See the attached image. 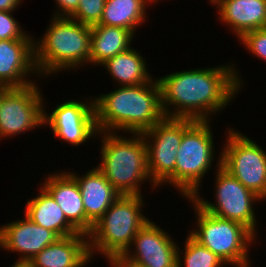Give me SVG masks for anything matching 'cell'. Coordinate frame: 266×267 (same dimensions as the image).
Masks as SVG:
<instances>
[{
  "label": "cell",
  "instance_id": "cell-1",
  "mask_svg": "<svg viewBox=\"0 0 266 267\" xmlns=\"http://www.w3.org/2000/svg\"><path fill=\"white\" fill-rule=\"evenodd\" d=\"M157 79L165 116L196 121H212L211 115L229 106L245 84L236 65L227 63L175 71Z\"/></svg>",
  "mask_w": 266,
  "mask_h": 267
},
{
  "label": "cell",
  "instance_id": "cell-2",
  "mask_svg": "<svg viewBox=\"0 0 266 267\" xmlns=\"http://www.w3.org/2000/svg\"><path fill=\"white\" fill-rule=\"evenodd\" d=\"M117 87L94 97L98 132L143 133L166 117L155 77L148 83Z\"/></svg>",
  "mask_w": 266,
  "mask_h": 267
},
{
  "label": "cell",
  "instance_id": "cell-3",
  "mask_svg": "<svg viewBox=\"0 0 266 267\" xmlns=\"http://www.w3.org/2000/svg\"><path fill=\"white\" fill-rule=\"evenodd\" d=\"M50 21L43 36L34 40V64L41 79L80 69L90 59L91 26L69 17H52Z\"/></svg>",
  "mask_w": 266,
  "mask_h": 267
},
{
  "label": "cell",
  "instance_id": "cell-4",
  "mask_svg": "<svg viewBox=\"0 0 266 267\" xmlns=\"http://www.w3.org/2000/svg\"><path fill=\"white\" fill-rule=\"evenodd\" d=\"M97 137L101 138L102 146L96 168L120 195H142L141 185L147 180L153 190L158 189L149 175L142 133H131V138H127L118 132H98Z\"/></svg>",
  "mask_w": 266,
  "mask_h": 267
},
{
  "label": "cell",
  "instance_id": "cell-5",
  "mask_svg": "<svg viewBox=\"0 0 266 267\" xmlns=\"http://www.w3.org/2000/svg\"><path fill=\"white\" fill-rule=\"evenodd\" d=\"M143 196L121 195L94 224L88 235L91 259L100 254L108 260L123 255L131 246L137 232L149 220L142 212L146 205Z\"/></svg>",
  "mask_w": 266,
  "mask_h": 267
},
{
  "label": "cell",
  "instance_id": "cell-6",
  "mask_svg": "<svg viewBox=\"0 0 266 267\" xmlns=\"http://www.w3.org/2000/svg\"><path fill=\"white\" fill-rule=\"evenodd\" d=\"M189 200V201H188ZM196 215V228L189 230V234L201 245L215 253L227 267H250L249 249L256 243V236L243 224L217 217L203 210L192 198ZM252 243V244H251Z\"/></svg>",
  "mask_w": 266,
  "mask_h": 267
},
{
  "label": "cell",
  "instance_id": "cell-7",
  "mask_svg": "<svg viewBox=\"0 0 266 267\" xmlns=\"http://www.w3.org/2000/svg\"><path fill=\"white\" fill-rule=\"evenodd\" d=\"M210 122L183 118V137L176 156V190L185 200L200 193L202 179L215 163Z\"/></svg>",
  "mask_w": 266,
  "mask_h": 267
},
{
  "label": "cell",
  "instance_id": "cell-8",
  "mask_svg": "<svg viewBox=\"0 0 266 267\" xmlns=\"http://www.w3.org/2000/svg\"><path fill=\"white\" fill-rule=\"evenodd\" d=\"M216 160L215 203L207 201L200 193L192 199L206 212L217 217L237 221L246 226L257 237L258 221L255 203L263 200L243 186L235 177L221 166V151ZM255 202V203H254Z\"/></svg>",
  "mask_w": 266,
  "mask_h": 267
},
{
  "label": "cell",
  "instance_id": "cell-9",
  "mask_svg": "<svg viewBox=\"0 0 266 267\" xmlns=\"http://www.w3.org/2000/svg\"><path fill=\"white\" fill-rule=\"evenodd\" d=\"M230 128V129H229ZM221 146V166L266 201V152L253 139L229 127Z\"/></svg>",
  "mask_w": 266,
  "mask_h": 267
},
{
  "label": "cell",
  "instance_id": "cell-10",
  "mask_svg": "<svg viewBox=\"0 0 266 267\" xmlns=\"http://www.w3.org/2000/svg\"><path fill=\"white\" fill-rule=\"evenodd\" d=\"M147 148V165L152 181L176 189V159L183 137V118L165 117L142 133Z\"/></svg>",
  "mask_w": 266,
  "mask_h": 267
},
{
  "label": "cell",
  "instance_id": "cell-11",
  "mask_svg": "<svg viewBox=\"0 0 266 267\" xmlns=\"http://www.w3.org/2000/svg\"><path fill=\"white\" fill-rule=\"evenodd\" d=\"M39 90L35 82L11 87L4 94L0 103V141L43 127L45 100Z\"/></svg>",
  "mask_w": 266,
  "mask_h": 267
},
{
  "label": "cell",
  "instance_id": "cell-12",
  "mask_svg": "<svg viewBox=\"0 0 266 267\" xmlns=\"http://www.w3.org/2000/svg\"><path fill=\"white\" fill-rule=\"evenodd\" d=\"M56 106L48 113L44 105L43 126H50L53 137L76 147L97 138L94 98L68 100Z\"/></svg>",
  "mask_w": 266,
  "mask_h": 267
},
{
  "label": "cell",
  "instance_id": "cell-13",
  "mask_svg": "<svg viewBox=\"0 0 266 267\" xmlns=\"http://www.w3.org/2000/svg\"><path fill=\"white\" fill-rule=\"evenodd\" d=\"M174 241L172 235L149 219L123 256L144 267H177L178 244Z\"/></svg>",
  "mask_w": 266,
  "mask_h": 267
},
{
  "label": "cell",
  "instance_id": "cell-14",
  "mask_svg": "<svg viewBox=\"0 0 266 267\" xmlns=\"http://www.w3.org/2000/svg\"><path fill=\"white\" fill-rule=\"evenodd\" d=\"M58 238L53 231L39 226L25 215L24 219L0 226V247L2 251L19 253L17 261H30Z\"/></svg>",
  "mask_w": 266,
  "mask_h": 267
},
{
  "label": "cell",
  "instance_id": "cell-15",
  "mask_svg": "<svg viewBox=\"0 0 266 267\" xmlns=\"http://www.w3.org/2000/svg\"><path fill=\"white\" fill-rule=\"evenodd\" d=\"M34 40H0V84L25 87L36 82L29 78L39 77L34 64Z\"/></svg>",
  "mask_w": 266,
  "mask_h": 267
},
{
  "label": "cell",
  "instance_id": "cell-16",
  "mask_svg": "<svg viewBox=\"0 0 266 267\" xmlns=\"http://www.w3.org/2000/svg\"><path fill=\"white\" fill-rule=\"evenodd\" d=\"M66 171L79 185L86 213V235L88 236L94 224L121 195L96 167L82 176L76 171Z\"/></svg>",
  "mask_w": 266,
  "mask_h": 267
},
{
  "label": "cell",
  "instance_id": "cell-17",
  "mask_svg": "<svg viewBox=\"0 0 266 267\" xmlns=\"http://www.w3.org/2000/svg\"><path fill=\"white\" fill-rule=\"evenodd\" d=\"M40 184L59 204L67 221L79 232L86 235V213L82 194L76 180L66 171L45 175ZM46 180V181H45Z\"/></svg>",
  "mask_w": 266,
  "mask_h": 267
},
{
  "label": "cell",
  "instance_id": "cell-18",
  "mask_svg": "<svg viewBox=\"0 0 266 267\" xmlns=\"http://www.w3.org/2000/svg\"><path fill=\"white\" fill-rule=\"evenodd\" d=\"M91 260L88 236L79 233L58 238L29 262L32 267H85Z\"/></svg>",
  "mask_w": 266,
  "mask_h": 267
},
{
  "label": "cell",
  "instance_id": "cell-19",
  "mask_svg": "<svg viewBox=\"0 0 266 267\" xmlns=\"http://www.w3.org/2000/svg\"><path fill=\"white\" fill-rule=\"evenodd\" d=\"M218 19L239 39L251 30L266 28V0H217Z\"/></svg>",
  "mask_w": 266,
  "mask_h": 267
},
{
  "label": "cell",
  "instance_id": "cell-20",
  "mask_svg": "<svg viewBox=\"0 0 266 267\" xmlns=\"http://www.w3.org/2000/svg\"><path fill=\"white\" fill-rule=\"evenodd\" d=\"M38 189L39 194L27 200L24 215L39 226L53 231L59 238L79 234L53 197L42 186Z\"/></svg>",
  "mask_w": 266,
  "mask_h": 267
},
{
  "label": "cell",
  "instance_id": "cell-21",
  "mask_svg": "<svg viewBox=\"0 0 266 267\" xmlns=\"http://www.w3.org/2000/svg\"><path fill=\"white\" fill-rule=\"evenodd\" d=\"M136 35L122 27L96 24L91 26L89 64L100 66L111 57L126 51Z\"/></svg>",
  "mask_w": 266,
  "mask_h": 267
},
{
  "label": "cell",
  "instance_id": "cell-22",
  "mask_svg": "<svg viewBox=\"0 0 266 267\" xmlns=\"http://www.w3.org/2000/svg\"><path fill=\"white\" fill-rule=\"evenodd\" d=\"M137 50L130 47L101 65L107 69L117 86L138 85L154 79L147 70L146 59Z\"/></svg>",
  "mask_w": 266,
  "mask_h": 267
},
{
  "label": "cell",
  "instance_id": "cell-23",
  "mask_svg": "<svg viewBox=\"0 0 266 267\" xmlns=\"http://www.w3.org/2000/svg\"><path fill=\"white\" fill-rule=\"evenodd\" d=\"M158 0H106L99 24L122 27L134 34L145 23L147 6Z\"/></svg>",
  "mask_w": 266,
  "mask_h": 267
},
{
  "label": "cell",
  "instance_id": "cell-24",
  "mask_svg": "<svg viewBox=\"0 0 266 267\" xmlns=\"http://www.w3.org/2000/svg\"><path fill=\"white\" fill-rule=\"evenodd\" d=\"M183 252L178 245L177 267H223L227 264L215 253L196 241L190 234L186 237ZM183 253V256L181 255Z\"/></svg>",
  "mask_w": 266,
  "mask_h": 267
},
{
  "label": "cell",
  "instance_id": "cell-25",
  "mask_svg": "<svg viewBox=\"0 0 266 267\" xmlns=\"http://www.w3.org/2000/svg\"><path fill=\"white\" fill-rule=\"evenodd\" d=\"M106 0H80L77 10L69 17L82 24H99Z\"/></svg>",
  "mask_w": 266,
  "mask_h": 267
},
{
  "label": "cell",
  "instance_id": "cell-26",
  "mask_svg": "<svg viewBox=\"0 0 266 267\" xmlns=\"http://www.w3.org/2000/svg\"><path fill=\"white\" fill-rule=\"evenodd\" d=\"M26 32L13 17V11H0V40L33 39Z\"/></svg>",
  "mask_w": 266,
  "mask_h": 267
},
{
  "label": "cell",
  "instance_id": "cell-27",
  "mask_svg": "<svg viewBox=\"0 0 266 267\" xmlns=\"http://www.w3.org/2000/svg\"><path fill=\"white\" fill-rule=\"evenodd\" d=\"M238 40L252 56L266 61V28L248 31Z\"/></svg>",
  "mask_w": 266,
  "mask_h": 267
},
{
  "label": "cell",
  "instance_id": "cell-28",
  "mask_svg": "<svg viewBox=\"0 0 266 267\" xmlns=\"http://www.w3.org/2000/svg\"><path fill=\"white\" fill-rule=\"evenodd\" d=\"M80 0H54L57 5L52 17H70L78 8ZM58 7V8H57Z\"/></svg>",
  "mask_w": 266,
  "mask_h": 267
},
{
  "label": "cell",
  "instance_id": "cell-29",
  "mask_svg": "<svg viewBox=\"0 0 266 267\" xmlns=\"http://www.w3.org/2000/svg\"><path fill=\"white\" fill-rule=\"evenodd\" d=\"M111 267H144L133 261L127 260L123 255H117L107 260Z\"/></svg>",
  "mask_w": 266,
  "mask_h": 267
},
{
  "label": "cell",
  "instance_id": "cell-30",
  "mask_svg": "<svg viewBox=\"0 0 266 267\" xmlns=\"http://www.w3.org/2000/svg\"><path fill=\"white\" fill-rule=\"evenodd\" d=\"M23 0H0V11H15Z\"/></svg>",
  "mask_w": 266,
  "mask_h": 267
},
{
  "label": "cell",
  "instance_id": "cell-31",
  "mask_svg": "<svg viewBox=\"0 0 266 267\" xmlns=\"http://www.w3.org/2000/svg\"><path fill=\"white\" fill-rule=\"evenodd\" d=\"M10 267H32L29 261H17Z\"/></svg>",
  "mask_w": 266,
  "mask_h": 267
},
{
  "label": "cell",
  "instance_id": "cell-32",
  "mask_svg": "<svg viewBox=\"0 0 266 267\" xmlns=\"http://www.w3.org/2000/svg\"><path fill=\"white\" fill-rule=\"evenodd\" d=\"M11 87L7 86V85H4V84H0V103H1V100L4 96V94L10 89Z\"/></svg>",
  "mask_w": 266,
  "mask_h": 267
},
{
  "label": "cell",
  "instance_id": "cell-33",
  "mask_svg": "<svg viewBox=\"0 0 266 267\" xmlns=\"http://www.w3.org/2000/svg\"><path fill=\"white\" fill-rule=\"evenodd\" d=\"M209 3H212V5L217 1V0H209Z\"/></svg>",
  "mask_w": 266,
  "mask_h": 267
}]
</instances>
